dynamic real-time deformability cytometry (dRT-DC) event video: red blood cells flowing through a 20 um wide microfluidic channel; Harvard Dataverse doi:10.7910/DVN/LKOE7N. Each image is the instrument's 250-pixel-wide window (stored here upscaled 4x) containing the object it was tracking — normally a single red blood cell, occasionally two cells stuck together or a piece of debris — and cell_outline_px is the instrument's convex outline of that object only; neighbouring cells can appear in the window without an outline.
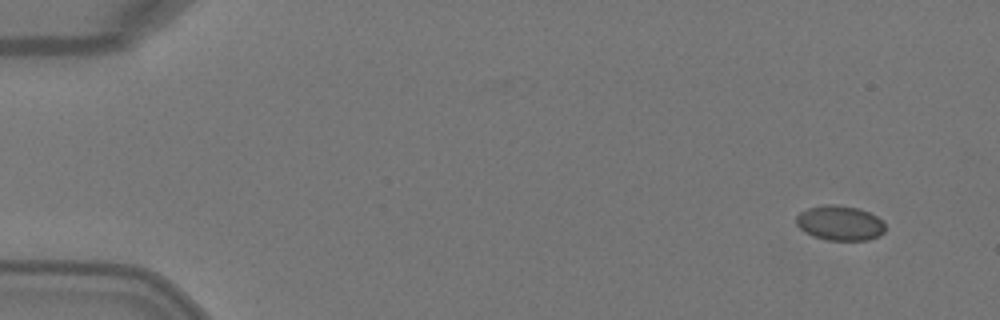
{"species": "Egyptian fruit bat (a non-hibernating species)", "species_latin": "Rousettus aegyptiacus", "temperature_condition": "warm", "stored_images_in_passage": 5, "camera_frame_rate_fps": 3000, "um_per_image_px": 0.085, "animal": {"sex": "female"}, "frame": {"image": 1, "passage_image": 1, "time_ms": 0.0, "image_size_px": [1000, 320], "cell_outline_px": [[884, 232], [880, 236], [868, 240], [828, 240], [816, 236], [800, 228], [796, 224], [796, 216], [800, 212], [808, 208], [824, 204], [836, 204], [860, 208], [876, 216], [884, 224]], "centroid_in_image_um": [71.4, 18.94], "position_along_channel_um": 13.6, "area_um2": 17.98}}
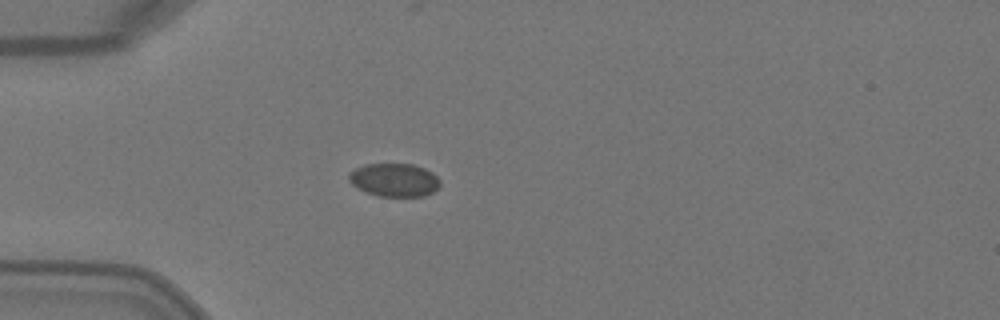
{"frame": {"image": 2, "passage_image": 4, "time_ms": 1.0, "image_size_px": [1000, 320], "cell_outline_px": [[440, 184], [432, 192], [424, 196], [380, 196], [368, 192], [352, 184], [348, 180], [348, 172], [364, 164], [412, 164], [424, 168], [432, 172], [440, 180]], "centroid_in_image_um": [33.51, 15.28], "position_along_channel_um": 51.5, "area_um2": 17.51}}